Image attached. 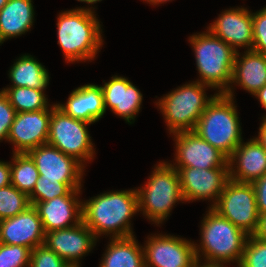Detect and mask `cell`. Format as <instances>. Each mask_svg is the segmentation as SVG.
Returning <instances> with one entry per match:
<instances>
[{
  "mask_svg": "<svg viewBox=\"0 0 266 267\" xmlns=\"http://www.w3.org/2000/svg\"><path fill=\"white\" fill-rule=\"evenodd\" d=\"M103 92L104 107L125 119L128 123L135 120L142 103L141 92L127 78L112 76L111 80L100 86Z\"/></svg>",
  "mask_w": 266,
  "mask_h": 267,
  "instance_id": "20",
  "label": "cell"
},
{
  "mask_svg": "<svg viewBox=\"0 0 266 267\" xmlns=\"http://www.w3.org/2000/svg\"><path fill=\"white\" fill-rule=\"evenodd\" d=\"M243 143L242 141L228 158L229 179L253 183L266 174V151L255 138Z\"/></svg>",
  "mask_w": 266,
  "mask_h": 267,
  "instance_id": "19",
  "label": "cell"
},
{
  "mask_svg": "<svg viewBox=\"0 0 266 267\" xmlns=\"http://www.w3.org/2000/svg\"><path fill=\"white\" fill-rule=\"evenodd\" d=\"M234 98L218 93L200 116L194 132L227 158L243 141Z\"/></svg>",
  "mask_w": 266,
  "mask_h": 267,
  "instance_id": "5",
  "label": "cell"
},
{
  "mask_svg": "<svg viewBox=\"0 0 266 267\" xmlns=\"http://www.w3.org/2000/svg\"><path fill=\"white\" fill-rule=\"evenodd\" d=\"M31 249L0 243V267H29Z\"/></svg>",
  "mask_w": 266,
  "mask_h": 267,
  "instance_id": "31",
  "label": "cell"
},
{
  "mask_svg": "<svg viewBox=\"0 0 266 267\" xmlns=\"http://www.w3.org/2000/svg\"><path fill=\"white\" fill-rule=\"evenodd\" d=\"M17 113L48 109L44 90L27 87H8L2 90Z\"/></svg>",
  "mask_w": 266,
  "mask_h": 267,
  "instance_id": "27",
  "label": "cell"
},
{
  "mask_svg": "<svg viewBox=\"0 0 266 267\" xmlns=\"http://www.w3.org/2000/svg\"><path fill=\"white\" fill-rule=\"evenodd\" d=\"M56 106L52 105L50 111L42 109L16 113L7 138L14 144L13 153H27L33 148L47 144L51 111Z\"/></svg>",
  "mask_w": 266,
  "mask_h": 267,
  "instance_id": "13",
  "label": "cell"
},
{
  "mask_svg": "<svg viewBox=\"0 0 266 267\" xmlns=\"http://www.w3.org/2000/svg\"><path fill=\"white\" fill-rule=\"evenodd\" d=\"M32 0H8L0 10V41L20 36L30 30L34 20Z\"/></svg>",
  "mask_w": 266,
  "mask_h": 267,
  "instance_id": "23",
  "label": "cell"
},
{
  "mask_svg": "<svg viewBox=\"0 0 266 267\" xmlns=\"http://www.w3.org/2000/svg\"><path fill=\"white\" fill-rule=\"evenodd\" d=\"M256 193L259 215L266 214V174L252 183Z\"/></svg>",
  "mask_w": 266,
  "mask_h": 267,
  "instance_id": "35",
  "label": "cell"
},
{
  "mask_svg": "<svg viewBox=\"0 0 266 267\" xmlns=\"http://www.w3.org/2000/svg\"><path fill=\"white\" fill-rule=\"evenodd\" d=\"M66 115L74 119L95 123L106 112L100 86L86 84L73 90L66 104H56Z\"/></svg>",
  "mask_w": 266,
  "mask_h": 267,
  "instance_id": "21",
  "label": "cell"
},
{
  "mask_svg": "<svg viewBox=\"0 0 266 267\" xmlns=\"http://www.w3.org/2000/svg\"><path fill=\"white\" fill-rule=\"evenodd\" d=\"M138 211L137 191L121 190L103 193L82 203V221L98 235L112 238L133 236L131 217Z\"/></svg>",
  "mask_w": 266,
  "mask_h": 267,
  "instance_id": "1",
  "label": "cell"
},
{
  "mask_svg": "<svg viewBox=\"0 0 266 267\" xmlns=\"http://www.w3.org/2000/svg\"><path fill=\"white\" fill-rule=\"evenodd\" d=\"M16 110L10 104L8 97L0 91V140H7L11 125L16 116Z\"/></svg>",
  "mask_w": 266,
  "mask_h": 267,
  "instance_id": "34",
  "label": "cell"
},
{
  "mask_svg": "<svg viewBox=\"0 0 266 267\" xmlns=\"http://www.w3.org/2000/svg\"><path fill=\"white\" fill-rule=\"evenodd\" d=\"M29 267H71L44 244L31 250Z\"/></svg>",
  "mask_w": 266,
  "mask_h": 267,
  "instance_id": "32",
  "label": "cell"
},
{
  "mask_svg": "<svg viewBox=\"0 0 266 267\" xmlns=\"http://www.w3.org/2000/svg\"><path fill=\"white\" fill-rule=\"evenodd\" d=\"M189 42L195 51L201 78L198 82L218 88L219 93L234 98L230 83L237 52L208 29L206 33L190 36Z\"/></svg>",
  "mask_w": 266,
  "mask_h": 267,
  "instance_id": "4",
  "label": "cell"
},
{
  "mask_svg": "<svg viewBox=\"0 0 266 267\" xmlns=\"http://www.w3.org/2000/svg\"><path fill=\"white\" fill-rule=\"evenodd\" d=\"M212 208L248 235H253L258 228L260 215L252 183L229 179Z\"/></svg>",
  "mask_w": 266,
  "mask_h": 267,
  "instance_id": "9",
  "label": "cell"
},
{
  "mask_svg": "<svg viewBox=\"0 0 266 267\" xmlns=\"http://www.w3.org/2000/svg\"><path fill=\"white\" fill-rule=\"evenodd\" d=\"M144 187L136 189L138 211L155 222L162 223L178 201H184L178 171L171 163L160 162Z\"/></svg>",
  "mask_w": 266,
  "mask_h": 267,
  "instance_id": "6",
  "label": "cell"
},
{
  "mask_svg": "<svg viewBox=\"0 0 266 267\" xmlns=\"http://www.w3.org/2000/svg\"><path fill=\"white\" fill-rule=\"evenodd\" d=\"M202 221L200 230L202 249L195 244L197 262L201 260L199 259L201 250L206 261L204 264L223 265L235 261L239 265L249 235L212 207Z\"/></svg>",
  "mask_w": 266,
  "mask_h": 267,
  "instance_id": "3",
  "label": "cell"
},
{
  "mask_svg": "<svg viewBox=\"0 0 266 267\" xmlns=\"http://www.w3.org/2000/svg\"><path fill=\"white\" fill-rule=\"evenodd\" d=\"M57 19L58 44L66 61L93 60L103 44L101 25L94 11L72 9L60 13Z\"/></svg>",
  "mask_w": 266,
  "mask_h": 267,
  "instance_id": "2",
  "label": "cell"
},
{
  "mask_svg": "<svg viewBox=\"0 0 266 267\" xmlns=\"http://www.w3.org/2000/svg\"><path fill=\"white\" fill-rule=\"evenodd\" d=\"M253 235L263 241H266V214L259 216L258 228Z\"/></svg>",
  "mask_w": 266,
  "mask_h": 267,
  "instance_id": "37",
  "label": "cell"
},
{
  "mask_svg": "<svg viewBox=\"0 0 266 267\" xmlns=\"http://www.w3.org/2000/svg\"><path fill=\"white\" fill-rule=\"evenodd\" d=\"M205 87L198 81L185 84L156 102L166 120L170 134L194 131L200 116L218 94L207 97Z\"/></svg>",
  "mask_w": 266,
  "mask_h": 267,
  "instance_id": "7",
  "label": "cell"
},
{
  "mask_svg": "<svg viewBox=\"0 0 266 267\" xmlns=\"http://www.w3.org/2000/svg\"><path fill=\"white\" fill-rule=\"evenodd\" d=\"M31 55H22L11 67L9 78L11 87H27L45 90L49 83V73Z\"/></svg>",
  "mask_w": 266,
  "mask_h": 267,
  "instance_id": "25",
  "label": "cell"
},
{
  "mask_svg": "<svg viewBox=\"0 0 266 267\" xmlns=\"http://www.w3.org/2000/svg\"><path fill=\"white\" fill-rule=\"evenodd\" d=\"M238 267H266V241L249 235Z\"/></svg>",
  "mask_w": 266,
  "mask_h": 267,
  "instance_id": "30",
  "label": "cell"
},
{
  "mask_svg": "<svg viewBox=\"0 0 266 267\" xmlns=\"http://www.w3.org/2000/svg\"><path fill=\"white\" fill-rule=\"evenodd\" d=\"M177 165L174 168H229L228 158L194 131L174 133Z\"/></svg>",
  "mask_w": 266,
  "mask_h": 267,
  "instance_id": "12",
  "label": "cell"
},
{
  "mask_svg": "<svg viewBox=\"0 0 266 267\" xmlns=\"http://www.w3.org/2000/svg\"><path fill=\"white\" fill-rule=\"evenodd\" d=\"M11 184L10 163L0 161V188Z\"/></svg>",
  "mask_w": 266,
  "mask_h": 267,
  "instance_id": "36",
  "label": "cell"
},
{
  "mask_svg": "<svg viewBox=\"0 0 266 267\" xmlns=\"http://www.w3.org/2000/svg\"><path fill=\"white\" fill-rule=\"evenodd\" d=\"M29 206L31 203L26 193L11 184L0 188V220L14 217Z\"/></svg>",
  "mask_w": 266,
  "mask_h": 267,
  "instance_id": "28",
  "label": "cell"
},
{
  "mask_svg": "<svg viewBox=\"0 0 266 267\" xmlns=\"http://www.w3.org/2000/svg\"><path fill=\"white\" fill-rule=\"evenodd\" d=\"M253 18V48L252 50L266 55V7L252 13Z\"/></svg>",
  "mask_w": 266,
  "mask_h": 267,
  "instance_id": "33",
  "label": "cell"
},
{
  "mask_svg": "<svg viewBox=\"0 0 266 267\" xmlns=\"http://www.w3.org/2000/svg\"><path fill=\"white\" fill-rule=\"evenodd\" d=\"M240 58L237 51L232 73V83H237L244 90L255 94L266 85V55L253 50H246Z\"/></svg>",
  "mask_w": 266,
  "mask_h": 267,
  "instance_id": "22",
  "label": "cell"
},
{
  "mask_svg": "<svg viewBox=\"0 0 266 267\" xmlns=\"http://www.w3.org/2000/svg\"><path fill=\"white\" fill-rule=\"evenodd\" d=\"M91 123L66 115L57 106L51 111L47 144L83 162L95 153L87 125ZM83 161V162H82Z\"/></svg>",
  "mask_w": 266,
  "mask_h": 267,
  "instance_id": "8",
  "label": "cell"
},
{
  "mask_svg": "<svg viewBox=\"0 0 266 267\" xmlns=\"http://www.w3.org/2000/svg\"><path fill=\"white\" fill-rule=\"evenodd\" d=\"M258 136L255 138L266 151V117H263L261 126L259 127Z\"/></svg>",
  "mask_w": 266,
  "mask_h": 267,
  "instance_id": "38",
  "label": "cell"
},
{
  "mask_svg": "<svg viewBox=\"0 0 266 267\" xmlns=\"http://www.w3.org/2000/svg\"><path fill=\"white\" fill-rule=\"evenodd\" d=\"M99 267H145L144 250L134 235L112 238Z\"/></svg>",
  "mask_w": 266,
  "mask_h": 267,
  "instance_id": "24",
  "label": "cell"
},
{
  "mask_svg": "<svg viewBox=\"0 0 266 267\" xmlns=\"http://www.w3.org/2000/svg\"><path fill=\"white\" fill-rule=\"evenodd\" d=\"M178 171L184 201L214 199L213 207L229 180V168H175Z\"/></svg>",
  "mask_w": 266,
  "mask_h": 267,
  "instance_id": "14",
  "label": "cell"
},
{
  "mask_svg": "<svg viewBox=\"0 0 266 267\" xmlns=\"http://www.w3.org/2000/svg\"><path fill=\"white\" fill-rule=\"evenodd\" d=\"M34 161L39 177L57 180L67 184L72 190L81 189L84 166L56 147L40 145L27 152Z\"/></svg>",
  "mask_w": 266,
  "mask_h": 267,
  "instance_id": "10",
  "label": "cell"
},
{
  "mask_svg": "<svg viewBox=\"0 0 266 267\" xmlns=\"http://www.w3.org/2000/svg\"><path fill=\"white\" fill-rule=\"evenodd\" d=\"M195 267H224V265H218V264H203V265H200V262H197Z\"/></svg>",
  "mask_w": 266,
  "mask_h": 267,
  "instance_id": "40",
  "label": "cell"
},
{
  "mask_svg": "<svg viewBox=\"0 0 266 267\" xmlns=\"http://www.w3.org/2000/svg\"><path fill=\"white\" fill-rule=\"evenodd\" d=\"M266 110V85L254 94ZM266 117V116H265Z\"/></svg>",
  "mask_w": 266,
  "mask_h": 267,
  "instance_id": "39",
  "label": "cell"
},
{
  "mask_svg": "<svg viewBox=\"0 0 266 267\" xmlns=\"http://www.w3.org/2000/svg\"><path fill=\"white\" fill-rule=\"evenodd\" d=\"M96 240L91 229L82 221L70 228L45 233L44 245L70 266L78 267L79 259L93 249Z\"/></svg>",
  "mask_w": 266,
  "mask_h": 267,
  "instance_id": "15",
  "label": "cell"
},
{
  "mask_svg": "<svg viewBox=\"0 0 266 267\" xmlns=\"http://www.w3.org/2000/svg\"><path fill=\"white\" fill-rule=\"evenodd\" d=\"M72 191L65 183L39 177L34 190L29 195V201L32 205L35 202L49 201L55 197L69 195Z\"/></svg>",
  "mask_w": 266,
  "mask_h": 267,
  "instance_id": "29",
  "label": "cell"
},
{
  "mask_svg": "<svg viewBox=\"0 0 266 267\" xmlns=\"http://www.w3.org/2000/svg\"><path fill=\"white\" fill-rule=\"evenodd\" d=\"M145 1L149 2V3L153 4V5H156V4L163 3V2H166V1H169V0H145Z\"/></svg>",
  "mask_w": 266,
  "mask_h": 267,
  "instance_id": "41",
  "label": "cell"
},
{
  "mask_svg": "<svg viewBox=\"0 0 266 267\" xmlns=\"http://www.w3.org/2000/svg\"><path fill=\"white\" fill-rule=\"evenodd\" d=\"M79 192L80 189H75L69 195L32 204L38 211L45 233L70 228L82 222L83 202L76 197ZM71 221L74 223L70 224Z\"/></svg>",
  "mask_w": 266,
  "mask_h": 267,
  "instance_id": "18",
  "label": "cell"
},
{
  "mask_svg": "<svg viewBox=\"0 0 266 267\" xmlns=\"http://www.w3.org/2000/svg\"><path fill=\"white\" fill-rule=\"evenodd\" d=\"M10 163L11 185L28 196L35 188L39 172L34 161L27 153H14Z\"/></svg>",
  "mask_w": 266,
  "mask_h": 267,
  "instance_id": "26",
  "label": "cell"
},
{
  "mask_svg": "<svg viewBox=\"0 0 266 267\" xmlns=\"http://www.w3.org/2000/svg\"><path fill=\"white\" fill-rule=\"evenodd\" d=\"M223 13V14H222ZM208 30L223 40L236 52L238 47L253 48L252 13L245 8L228 9L222 12Z\"/></svg>",
  "mask_w": 266,
  "mask_h": 267,
  "instance_id": "17",
  "label": "cell"
},
{
  "mask_svg": "<svg viewBox=\"0 0 266 267\" xmlns=\"http://www.w3.org/2000/svg\"><path fill=\"white\" fill-rule=\"evenodd\" d=\"M45 232L37 209L31 205L14 217L0 220V243L31 250L44 244Z\"/></svg>",
  "mask_w": 266,
  "mask_h": 267,
  "instance_id": "16",
  "label": "cell"
},
{
  "mask_svg": "<svg viewBox=\"0 0 266 267\" xmlns=\"http://www.w3.org/2000/svg\"><path fill=\"white\" fill-rule=\"evenodd\" d=\"M143 246L145 267H195V244L175 235L150 236Z\"/></svg>",
  "mask_w": 266,
  "mask_h": 267,
  "instance_id": "11",
  "label": "cell"
},
{
  "mask_svg": "<svg viewBox=\"0 0 266 267\" xmlns=\"http://www.w3.org/2000/svg\"><path fill=\"white\" fill-rule=\"evenodd\" d=\"M8 0H0V10L7 4Z\"/></svg>",
  "mask_w": 266,
  "mask_h": 267,
  "instance_id": "43",
  "label": "cell"
},
{
  "mask_svg": "<svg viewBox=\"0 0 266 267\" xmlns=\"http://www.w3.org/2000/svg\"><path fill=\"white\" fill-rule=\"evenodd\" d=\"M77 1L86 2L88 4H93V3H97V2L102 1V0H77Z\"/></svg>",
  "mask_w": 266,
  "mask_h": 267,
  "instance_id": "42",
  "label": "cell"
}]
</instances>
